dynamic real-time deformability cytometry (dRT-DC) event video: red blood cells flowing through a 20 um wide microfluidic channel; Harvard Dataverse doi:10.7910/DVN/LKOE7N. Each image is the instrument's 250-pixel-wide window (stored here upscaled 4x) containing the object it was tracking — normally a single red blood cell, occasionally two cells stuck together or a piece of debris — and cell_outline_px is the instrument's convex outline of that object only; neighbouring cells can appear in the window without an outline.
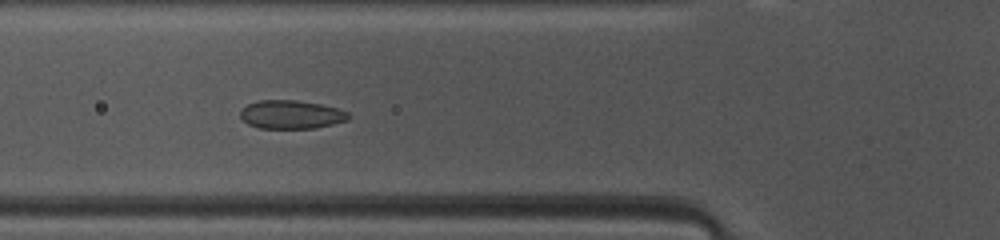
{"species": "common noctule bat (a hibernating species)", "species_latin": "Nyctalus noctula", "temperature_condition": "warm", "stored_images_in_passage": 34, "camera_frame_rate_fps": 3000, "um_per_image_px": 0.085, "animal": {"sex": "female", "body_mass_g": 10.0, "forearm_length_mm": 53.1}, "frame": {"image": 1, "passage_image": 3, "time_ms": 0.667, "image_size_px": [1000, 240], "cell_outline_px": [[352, 116], [348, 120], [316, 128], [260, 128], [248, 124], [240, 116], [240, 112], [248, 104], [260, 100], [296, 100], [320, 104], [336, 108], [348, 112]], "centroid_in_image_um": [24.78, 9.73], "position_along_channel_um": 101.0, "area_um2": 17.86}}
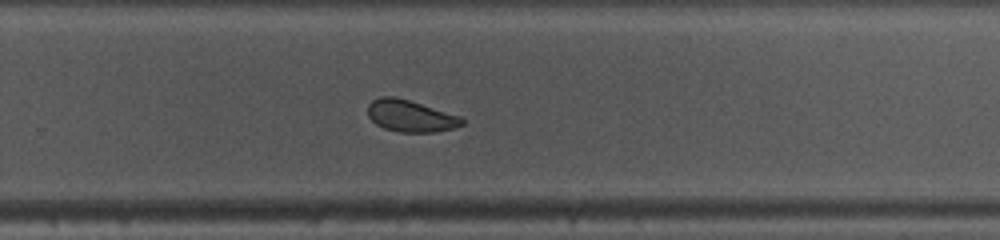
{"frame": {"image": 2, "passage_image": 17, "time_ms": 5.333, "image_size_px": [1000, 240], "cell_outline_px": [[464, 124], [456, 128], [436, 132], [400, 132], [384, 128], [376, 124], [368, 116], [368, 104], [372, 100], [380, 96], [392, 96], [408, 100], [460, 116], [464, 120]], "centroid_in_image_um": [34.89, 9.86], "position_along_channel_um": 294.9, "area_um2": 17.4}}
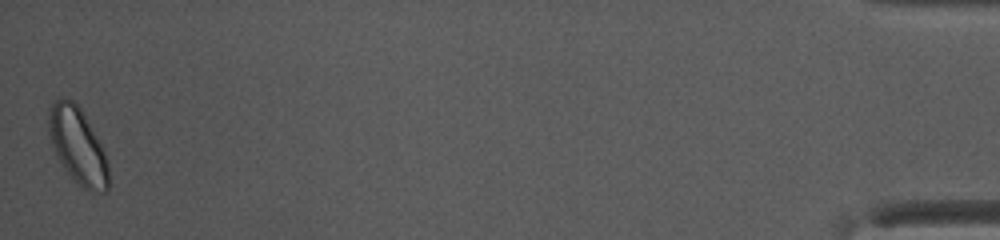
{"frame": {"image": 3, "passage_image": 34, "time_ms": 11.0, "image_size_px": [1000, 240], "cell_outline_px": [[108, 192], [100, 192], [84, 188], [72, 180], [56, 156], [48, 132], [48, 108], [56, 100], [72, 100], [80, 108], [104, 148], [108, 160]], "centroid_in_image_um": [6.61, 12.42], "position_along_channel_um": 428.6, "area_um2": 26.53}}